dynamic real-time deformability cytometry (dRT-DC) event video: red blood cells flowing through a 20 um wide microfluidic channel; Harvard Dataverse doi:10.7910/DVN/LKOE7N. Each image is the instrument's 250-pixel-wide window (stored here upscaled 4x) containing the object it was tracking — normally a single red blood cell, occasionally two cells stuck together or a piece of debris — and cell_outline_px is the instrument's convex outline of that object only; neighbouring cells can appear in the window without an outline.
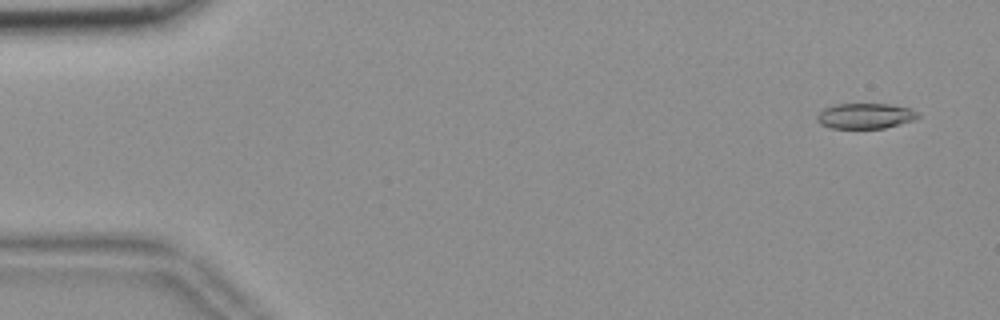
{"species": "common noctule bat (a hibernating species)", "species_latin": "Nyctalus noctula", "temperature_condition": "room temperature", "stored_images_in_passage": 17, "camera_frame_rate_fps": 3000, "um_per_image_px": 0.085, "animal": {"sex": "female", "body_mass_g": 18.4}, "frame": {"image": 1, "passage_image": 3, "time_ms": 0.667, "image_size_px": [1000, 320], "cell_outline_px": [[920, 116], [916, 120], [884, 128], [832, 128], [820, 124], [816, 120], [816, 116], [824, 108], [836, 104], [888, 104], [912, 108]], "centroid_in_image_um": [73.56, 9.85], "position_along_channel_um": 11.4, "area_um2": 15.03}}
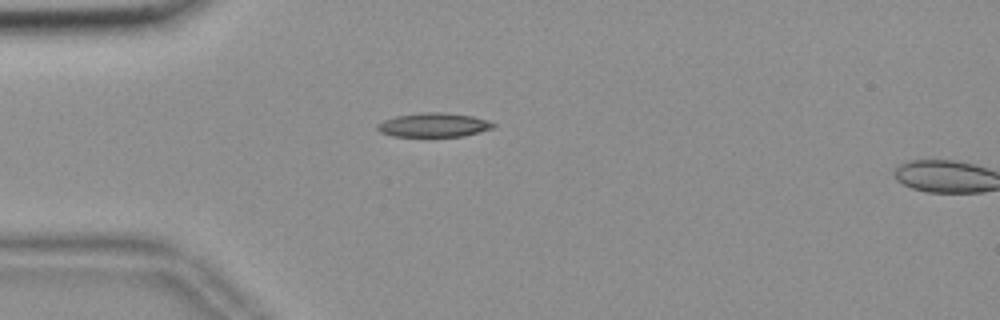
{"frame": {"image": 2, "passage_image": 15, "time_ms": 4.667, "image_size_px": [1000, 320], "cell_outline_px": [[496, 124], [492, 128], [464, 136], [392, 136], [380, 132], [376, 128], [376, 124], [384, 120], [396, 116], [424, 112], [440, 112], [472, 116], [488, 120]], "centroid_in_image_um": [36.84, 10.62], "position_along_channel_um": 48.2, "area_um2": 16.13}}